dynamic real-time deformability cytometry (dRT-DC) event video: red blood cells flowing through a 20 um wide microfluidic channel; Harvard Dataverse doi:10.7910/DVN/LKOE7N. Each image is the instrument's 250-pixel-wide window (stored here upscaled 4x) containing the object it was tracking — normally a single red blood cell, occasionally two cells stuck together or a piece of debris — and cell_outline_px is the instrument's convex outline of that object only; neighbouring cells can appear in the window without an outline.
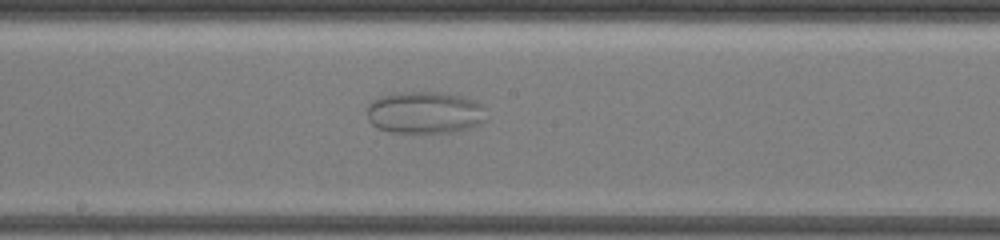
{"species": "common noctule bat (a hibernating species)", "species_latin": "Nyctalus noctula", "temperature_condition": "warm", "stored_images_in_passage": 11, "camera_frame_rate_fps": 3000, "um_per_image_px": 0.085, "animal": {"sex": "female", "body_mass_g": 19.5, "forearm_length_mm": 54.1}, "frame": {"image": 1, "passage_image": 11, "time_ms": 5.667, "image_size_px": [1000, 240], "cell_outline_px": [[484, 120], [480, 124], [468, 128], [452, 132], [388, 132], [376, 128], [368, 120], [368, 104], [372, 100], [380, 96], [412, 92], [440, 92], [464, 96], [476, 100], [480, 104]], "centroid_in_image_um": [36.07, 9.57], "position_along_channel_um": 212.1, "area_um2": 29.02}}